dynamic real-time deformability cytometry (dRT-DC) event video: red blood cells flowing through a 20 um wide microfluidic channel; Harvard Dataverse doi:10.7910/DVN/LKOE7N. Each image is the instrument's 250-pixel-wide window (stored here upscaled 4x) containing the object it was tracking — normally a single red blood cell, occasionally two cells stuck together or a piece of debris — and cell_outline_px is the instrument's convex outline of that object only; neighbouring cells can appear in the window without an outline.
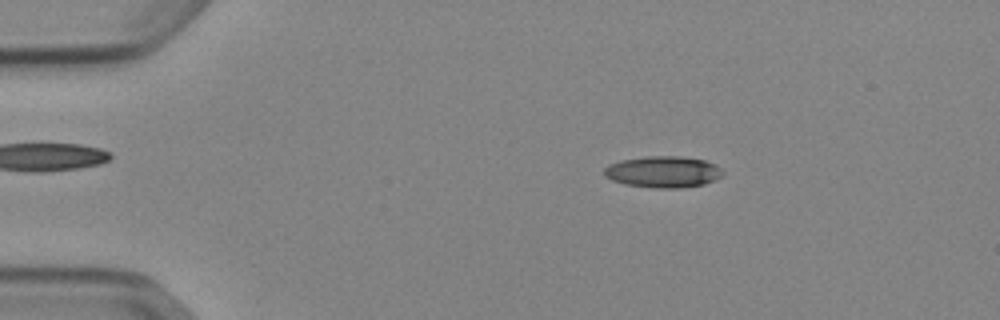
{"species": "Egyptian fruit bat (a non-hibernating species)", "species_latin": "Rousettus aegyptiacus", "temperature_condition": "cold", "stored_images_in_passage": 44, "camera_frame_rate_fps": 3000, "um_per_image_px": 0.085, "animal": {"sex": "female"}, "frame": {"image": 1, "passage_image": 1, "time_ms": 0.0, "image_size_px": [1000, 320], "cell_outline_px": [[724, 172], [720, 176], [704, 184], [680, 188], [652, 188], [624, 184], [612, 180], [604, 176], [604, 168], [608, 164], [620, 160], [648, 156], [680, 156], [704, 160], [716, 164]], "centroid_in_image_um": [56.33, 14.6], "position_along_channel_um": 28.7, "area_um2": 21.79}}
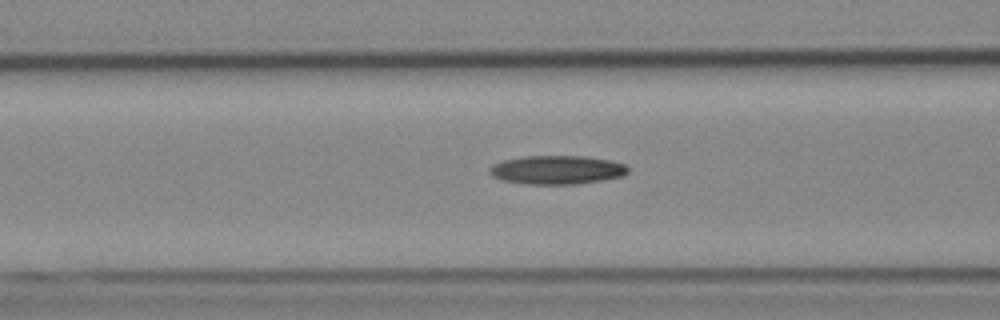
{"frame": {"image": 2, "passage_image": 13, "time_ms": 4.0, "image_size_px": [1000, 320], "cell_outline_px": [[628, 172], [620, 176], [600, 180], [576, 184], [524, 184], [500, 180], [492, 176], [488, 172], [488, 168], [492, 164], [504, 160], [524, 156], [584, 156], [612, 160], [624, 164], [628, 168]], "centroid_in_image_um": [47.28, 14.43], "position_along_channel_um": 119.3, "area_um2": 23.24}}
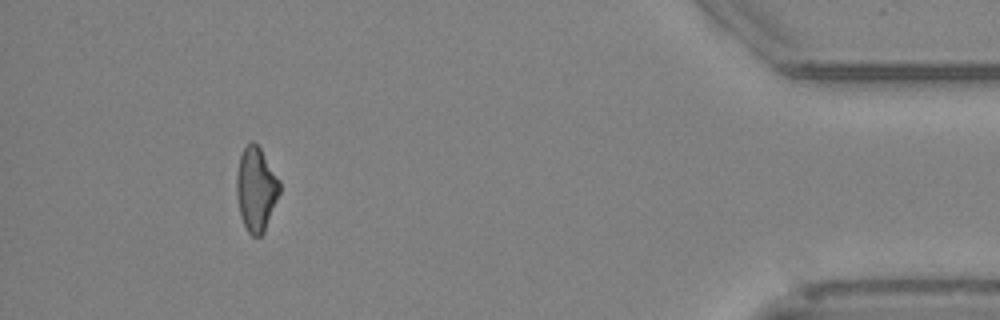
{"frame": {"image": 3, "passage_image": 40, "time_ms": 13.0, "image_size_px": [1000, 320], "cell_outline_px": [[280, 192], [264, 232], [260, 236], [252, 236], [248, 232], [240, 216], [236, 192], [236, 176], [240, 156], [244, 148], [252, 140], [260, 148], [280, 180]], "centroid_in_image_um": [21.76, 16.08], "position_along_channel_um": 413.4, "area_um2": 20.98}, "authors_computed_cell_mechanics": {"area_um2": 22.0218, "velocity_mm_per_s": 3.9173, "shape_relaxation_time_tau1_ms": null, "shape_relaxation_time_tau2_ms": 6.6024, "deformation_change_tau1": null, "deformation_change_tau2": 0.1783}}